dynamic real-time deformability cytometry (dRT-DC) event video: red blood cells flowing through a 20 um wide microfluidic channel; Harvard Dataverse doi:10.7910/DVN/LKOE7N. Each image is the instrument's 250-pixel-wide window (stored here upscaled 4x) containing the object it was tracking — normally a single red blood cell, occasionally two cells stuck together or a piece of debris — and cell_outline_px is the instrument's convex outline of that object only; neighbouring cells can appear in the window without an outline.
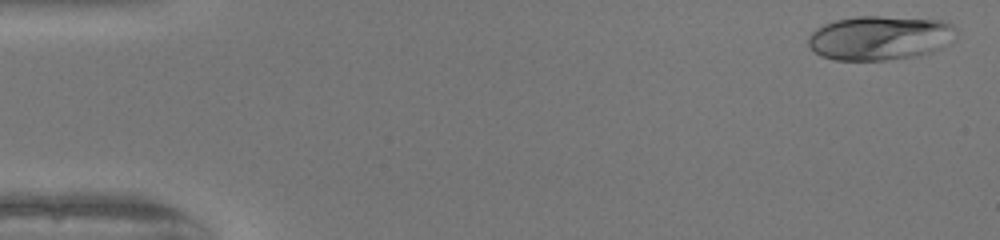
{"species": "human", "species_latin": "Homo sapiens", "temperature_condition": "warm", "stored_images_in_passage": 43, "camera_frame_rate_fps": 3000, "um_per_image_px": 0.085, "donor": {"sex": "female"}, "frame": {"image": 1, "passage_image": 2, "time_ms": 0.333, "image_size_px": [1000, 240], "cell_outline_px": [[956, 40], [932, 52], [916, 56], [884, 60], [832, 60], [820, 56], [808, 44], [808, 36], [816, 28], [824, 24], [836, 20], [856, 16], [880, 16], [940, 20], [952, 24], [956, 28]], "centroid_in_image_um": [74.81, 3.22], "position_along_channel_um": 10.2, "area_um2": 38.44}}
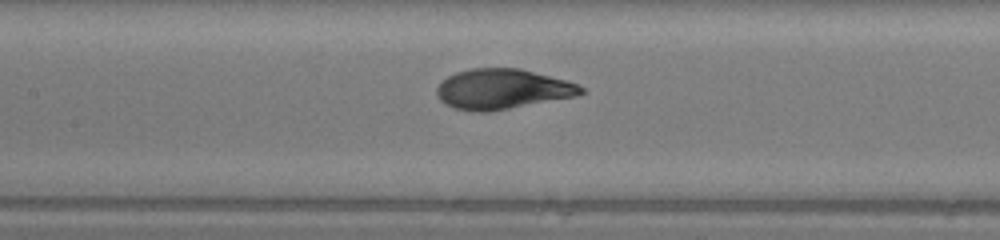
{"frame": {"image": 2, "passage_image": 24, "time_ms": 7.667, "image_size_px": [1000, 240], "cell_outline_px": [[584, 92], [576, 96], [488, 112], [472, 112], [456, 108], [444, 104], [440, 100], [436, 92], [436, 88], [440, 80], [456, 72], [472, 68], [520, 68], [564, 80], [576, 84], [584, 88]], "centroid_in_image_um": [42.64, 7.57], "position_along_channel_um": 164.8, "area_um2": 33.64}}
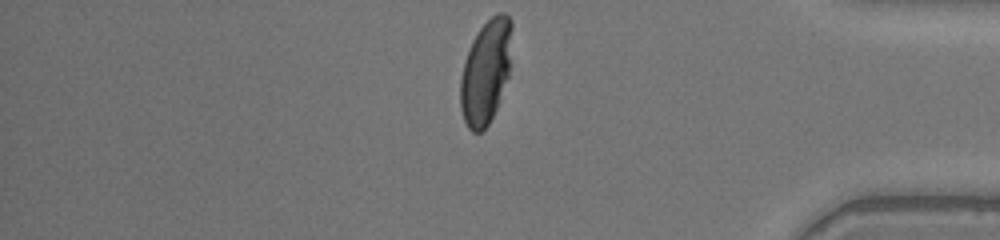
{"frame": {"image": 3, "passage_image": 43, "time_ms": 14.0, "image_size_px": [1000, 240], "cell_outline_px": [[512, 28], [508, 76], [496, 108], [488, 124], [480, 132], [472, 132], [468, 128], [464, 120], [460, 108], [460, 80], [464, 60], [472, 40], [480, 28], [496, 12], [504, 12], [512, 20]], "centroid_in_image_um": [41.27, 6.08], "position_along_channel_um": 393.9, "area_um2": 31.04}, "authors_computed_cell_mechanics": {"area_um2": 33.6974, "velocity_mm_per_s": 4.0588, "shape_relaxation_time_tau1_ms": 3.3406, "shape_relaxation_time_tau2_ms": null, "deformation_change_tau1": 0.2029, "deformation_change_tau2": null}}